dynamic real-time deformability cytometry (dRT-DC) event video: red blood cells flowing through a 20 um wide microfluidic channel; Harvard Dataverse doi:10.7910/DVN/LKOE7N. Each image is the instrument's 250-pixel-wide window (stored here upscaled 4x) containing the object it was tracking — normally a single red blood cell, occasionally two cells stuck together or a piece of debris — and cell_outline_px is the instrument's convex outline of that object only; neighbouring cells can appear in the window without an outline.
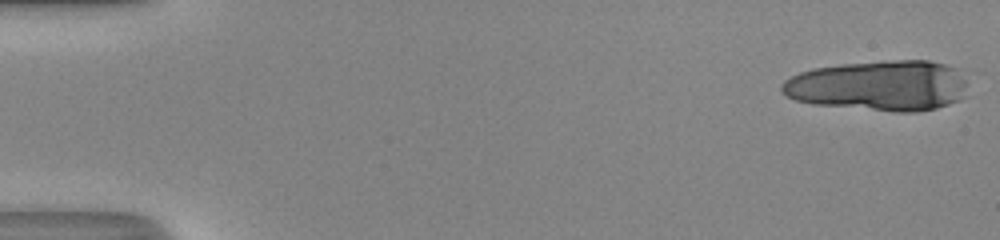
{"species": "human", "species_latin": "Homo sapiens", "temperature_condition": "room temperature", "stored_images_in_passage": 38, "camera_frame_rate_fps": 3000, "um_per_image_px": 0.085, "donor": {"sex": "male"}, "frame": {"image": 1, "passage_image": 1, "time_ms": 0.0, "image_size_px": [1000, 240], "cell_outline_px": [[968, 96], [960, 100], [936, 108], [916, 112], [896, 112], [812, 104], [796, 100], [784, 96], [780, 88], [780, 84], [784, 80], [800, 72], [812, 68], [840, 64], [880, 60], [928, 60], [944, 64], [956, 68], [964, 80]], "centroid_in_image_um": [74.7, 7.28], "position_along_channel_um": 10.3, "area_um2": 55.26}}